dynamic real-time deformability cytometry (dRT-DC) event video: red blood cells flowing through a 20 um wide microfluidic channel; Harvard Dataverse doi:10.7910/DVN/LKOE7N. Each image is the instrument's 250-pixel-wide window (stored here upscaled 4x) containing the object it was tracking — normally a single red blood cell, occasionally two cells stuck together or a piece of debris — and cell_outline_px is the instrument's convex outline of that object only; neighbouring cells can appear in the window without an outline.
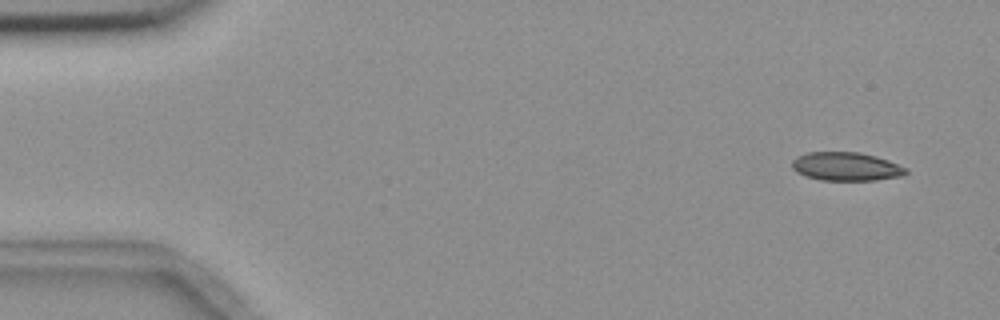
{"species": "common noctule bat (a hibernating species)", "species_latin": "Nyctalus noctula", "temperature_condition": "room temperature", "stored_images_in_passage": 4, "camera_frame_rate_fps": 3000, "um_per_image_px": 0.085, "animal": {"sex": "female", "body_mass_g": 18.4}, "frame": {"image": 1, "passage_image": 1, "time_ms": 0.0, "image_size_px": [1000, 320], "cell_outline_px": [[908, 172], [904, 176], [876, 180], [820, 180], [796, 172], [792, 168], [792, 160], [796, 156], [808, 152], [860, 152], [876, 156], [888, 160], [908, 168]], "centroid_in_image_um": [71.95, 14.15], "position_along_channel_um": 13.1, "area_um2": 19.07}}